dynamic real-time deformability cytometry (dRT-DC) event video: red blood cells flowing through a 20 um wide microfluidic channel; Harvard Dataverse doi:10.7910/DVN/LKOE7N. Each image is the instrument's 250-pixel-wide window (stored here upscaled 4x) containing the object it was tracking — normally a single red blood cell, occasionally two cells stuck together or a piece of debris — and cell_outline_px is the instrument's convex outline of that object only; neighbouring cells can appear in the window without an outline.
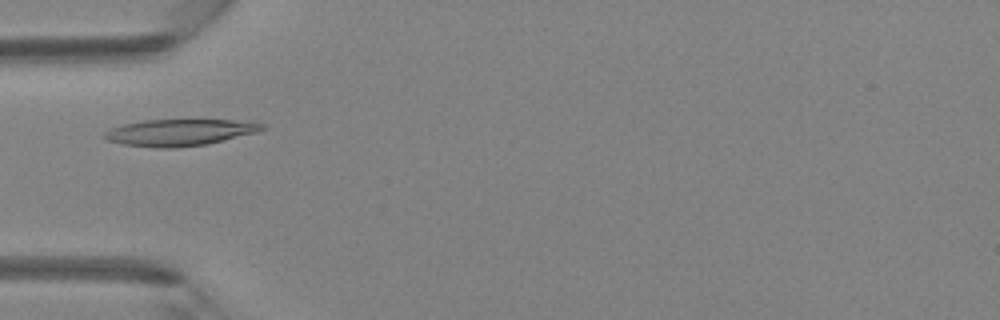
{"species": "Egyptian fruit bat (a non-hibernating species)", "species_latin": "Rousettus aegyptiacus", "temperature_condition": "room temperature", "stored_images_in_passage": 42, "camera_frame_rate_fps": 3000, "um_per_image_px": 0.085, "animal": {"sex": "female"}, "frame": {"image": 1, "passage_image": 11, "time_ms": 3.333, "image_size_px": [1000, 320], "cell_outline_px": [[268, 128], [256, 132], [208, 144], [176, 148], [156, 148], [120, 144], [108, 140], [100, 136], [104, 132], [112, 128], [124, 124], [144, 120], [232, 120], [268, 124]], "centroid_in_image_um": [15.26, 11.26], "position_along_channel_um": 69.7, "area_um2": 24.57}}
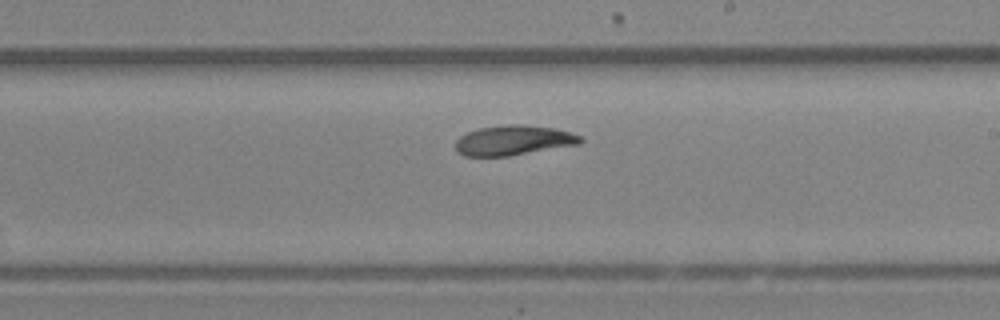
{"frame": {"image": 2, "passage_image": 23, "time_ms": 7.333, "image_size_px": [1000, 320], "cell_outline_px": [[584, 140], [580, 144], [508, 156], [464, 156], [456, 152], [456, 140], [460, 136], [468, 132], [480, 128], [512, 124], [520, 124], [556, 128], [580, 136]], "centroid_in_image_um": [43.64, 11.93], "position_along_channel_um": 245.4, "area_um2": 21.68}}
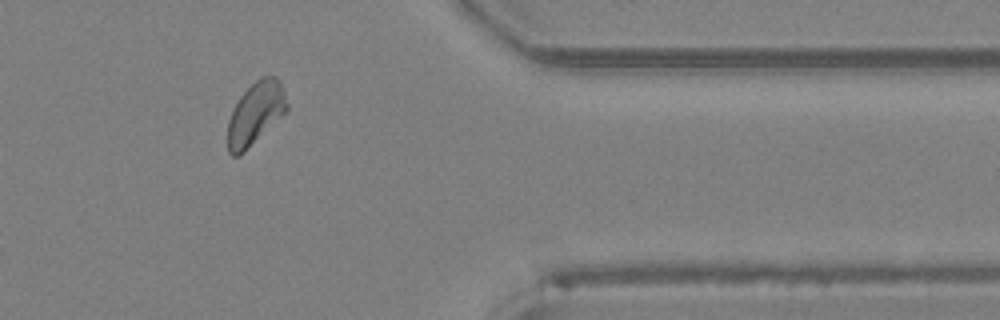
{"frame": {"image": 3, "passage_image": 34, "time_ms": 11.0, "image_size_px": [1000, 320], "cell_outline_px": [[288, 108], [244, 152], [236, 156], [232, 156], [228, 152], [228, 120], [240, 96], [260, 76], [276, 76], [284, 92], [288, 104]], "centroid_in_image_um": [21.7, 9.63], "position_along_channel_um": 389.7, "area_um2": 20.92}}